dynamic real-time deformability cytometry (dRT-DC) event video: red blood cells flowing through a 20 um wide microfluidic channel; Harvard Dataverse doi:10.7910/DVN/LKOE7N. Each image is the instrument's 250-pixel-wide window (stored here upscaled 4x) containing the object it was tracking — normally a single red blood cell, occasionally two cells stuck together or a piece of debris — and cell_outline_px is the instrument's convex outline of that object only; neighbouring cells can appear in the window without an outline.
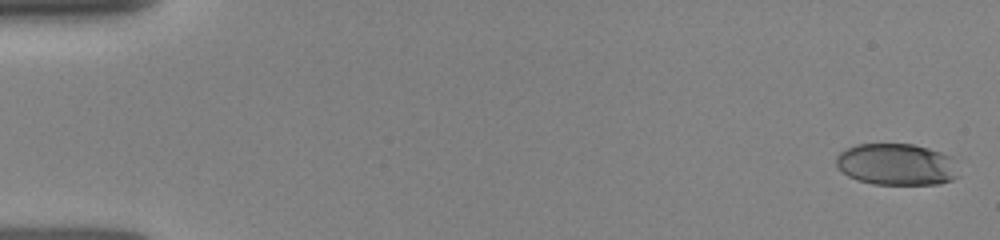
{"species": "human", "species_latin": "Homo sapiens", "temperature_condition": "room temperature", "stored_images_in_passage": 19, "camera_frame_rate_fps": 3000, "um_per_image_px": 0.085, "donor": {"sex": "female"}, "frame": {"image": 1, "passage_image": 1, "time_ms": 0.0, "image_size_px": [1000, 240], "cell_outline_px": [[960, 176], [952, 180], [940, 184], [872, 184], [856, 180], [848, 176], [836, 164], [836, 156], [840, 152], [856, 144], [912, 144], [928, 148], [952, 156]], "centroid_in_image_um": [76.23, 13.98], "position_along_channel_um": 8.8, "area_um2": 29.88}}
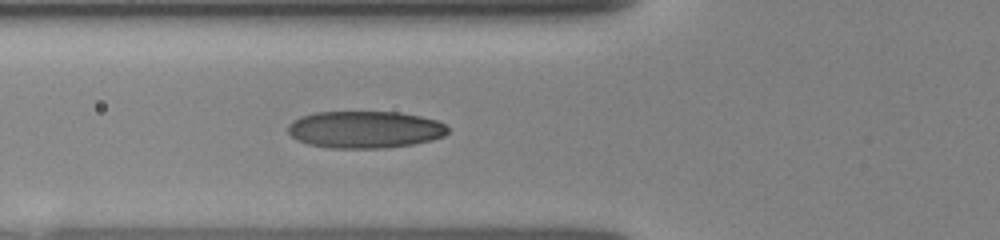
{"frame": {"image": 2, "passage_image": 14, "time_ms": 5.667, "image_size_px": [1000, 240], "cell_outline_px": [[448, 132], [444, 136], [432, 140], [412, 144], [384, 148], [332, 148], [308, 144], [296, 140], [288, 132], [288, 124], [292, 120], [300, 116], [316, 112], [400, 112], [420, 116], [436, 120], [444, 124], [448, 128]], "centroid_in_image_um": [31.0, 11.01], "position_along_channel_um": 94.8, "area_um2": 34.68}}
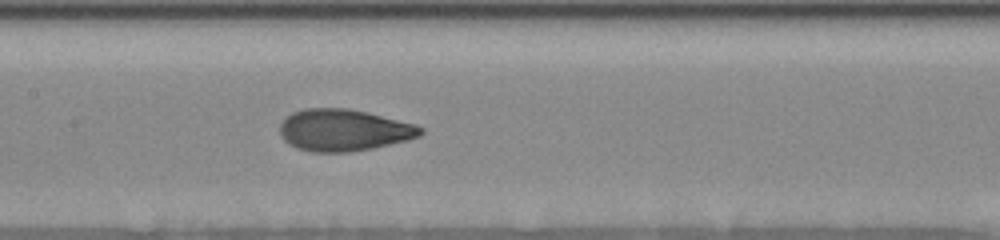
{"frame": {"image": 3, "passage_image": 19, "time_ms": 7.667, "image_size_px": [1000, 240], "cell_outline_px": [[424, 132], [420, 136], [408, 140], [372, 148], [348, 152], [312, 152], [296, 148], [288, 144], [280, 136], [280, 124], [292, 112], [304, 108], [348, 108], [368, 112], [416, 124], [424, 128]], "centroid_in_image_um": [29.22, 11.06], "position_along_channel_um": 178.2, "area_um2": 34.51}}